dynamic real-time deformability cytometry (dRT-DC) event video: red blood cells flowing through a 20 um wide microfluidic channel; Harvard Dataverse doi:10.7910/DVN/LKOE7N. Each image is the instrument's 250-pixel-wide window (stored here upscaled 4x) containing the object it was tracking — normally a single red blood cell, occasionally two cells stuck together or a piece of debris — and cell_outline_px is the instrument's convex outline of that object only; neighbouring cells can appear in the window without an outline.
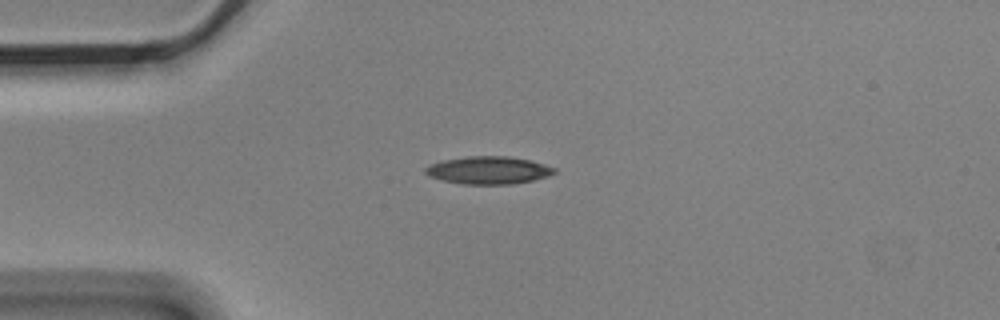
{"species": "Egyptian fruit bat (a non-hibernating species)", "species_latin": "Rousettus aegyptiacus", "temperature_condition": "cold", "stored_images_in_passage": 5, "camera_frame_rate_fps": 3000, "um_per_image_px": 0.085, "animal": {"sex": "male"}, "frame": {"image": 1, "passage_image": 3, "time_ms": 0.667, "image_size_px": [1000, 320], "cell_outline_px": [[556, 172], [548, 176], [532, 180], [512, 184], [460, 184], [440, 180], [428, 176], [424, 172], [424, 168], [432, 164], [444, 160], [468, 156], [508, 156], [528, 160], [544, 164], [556, 168]], "centroid_in_image_um": [41.49, 14.47], "position_along_channel_um": 43.5, "area_um2": 20.75}}
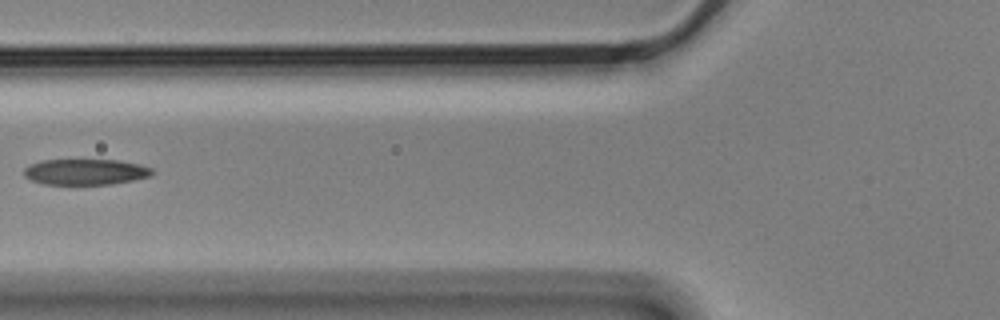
{"frame": {"image": 2, "passage_image": 5, "time_ms": 1.333, "image_size_px": [1000, 320], "cell_outline_px": [[152, 176], [112, 184], [44, 184], [32, 180], [24, 176], [24, 168], [28, 164], [40, 160], [120, 160], [140, 164], [152, 168]], "centroid_in_image_um": [7.25, 14.6], "position_along_channel_um": 118.5, "area_um2": 19.36}}